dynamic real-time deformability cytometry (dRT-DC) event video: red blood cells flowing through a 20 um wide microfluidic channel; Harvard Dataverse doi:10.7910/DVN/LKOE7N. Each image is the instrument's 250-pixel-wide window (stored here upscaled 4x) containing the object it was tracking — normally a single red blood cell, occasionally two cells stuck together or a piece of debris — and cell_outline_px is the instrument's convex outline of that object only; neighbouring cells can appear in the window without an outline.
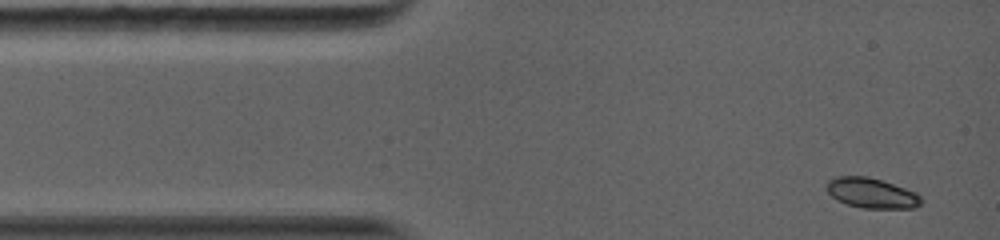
{"species": "common noctule bat (a hibernating species)", "species_latin": "Nyctalus noctula", "temperature_condition": "warm", "stored_images_in_passage": 9, "camera_frame_rate_fps": 5000, "um_per_image_px": 0.085, "animal": {"sex": "female", "body_mass_g": 19.0, "forearm_length_mm": 56.7}, "frame": {"image": 1, "passage_image": 1, "time_ms": 0.0, "image_size_px": [1000, 240], "cell_outline_px": [[924, 200], [916, 208], [860, 208], [836, 200], [824, 188], [828, 180], [832, 176], [868, 176], [916, 192]], "centroid_in_image_um": [74.05, 16.41], "position_along_channel_um": 11.0, "area_um2": 16.76}}
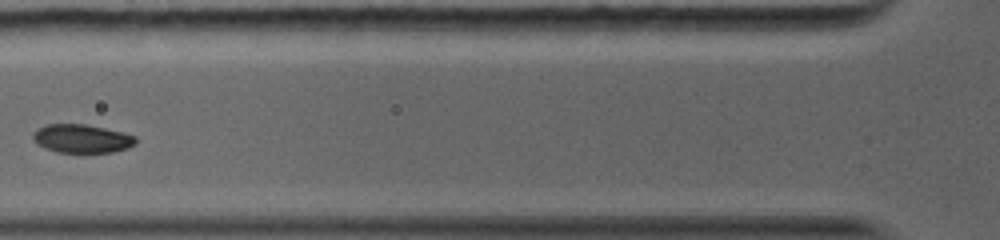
{"frame": {"image": 2, "passage_image": 7, "time_ms": 4.2, "image_size_px": [1000, 240], "cell_outline_px": [[136, 144], [128, 148], [112, 152], [56, 152], [44, 148], [36, 144], [32, 140], [32, 136], [36, 128], [48, 124], [84, 124], [104, 128], [136, 136]], "centroid_in_image_um": [6.91, 11.78], "position_along_channel_um": 118.9, "area_um2": 17.11}}
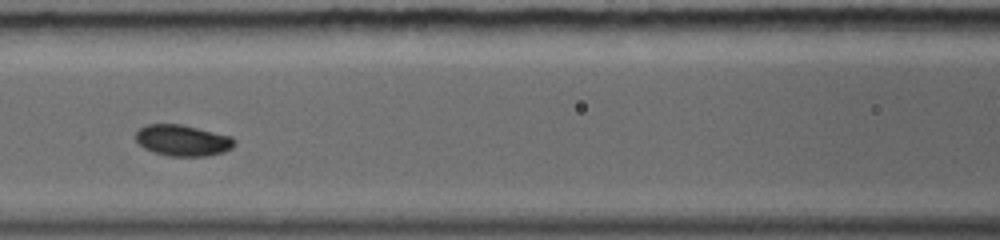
{"frame": {"image": 3, "passage_image": 8, "time_ms": 5.0, "image_size_px": [1000, 240], "cell_outline_px": [[236, 144], [232, 148], [224, 152], [208, 156], [168, 156], [152, 152], [144, 148], [136, 140], [136, 132], [140, 128], [148, 124], [180, 124], [232, 136], [236, 140]], "centroid_in_image_um": [15.55, 11.94], "position_along_channel_um": 151.0, "area_um2": 18.03}}